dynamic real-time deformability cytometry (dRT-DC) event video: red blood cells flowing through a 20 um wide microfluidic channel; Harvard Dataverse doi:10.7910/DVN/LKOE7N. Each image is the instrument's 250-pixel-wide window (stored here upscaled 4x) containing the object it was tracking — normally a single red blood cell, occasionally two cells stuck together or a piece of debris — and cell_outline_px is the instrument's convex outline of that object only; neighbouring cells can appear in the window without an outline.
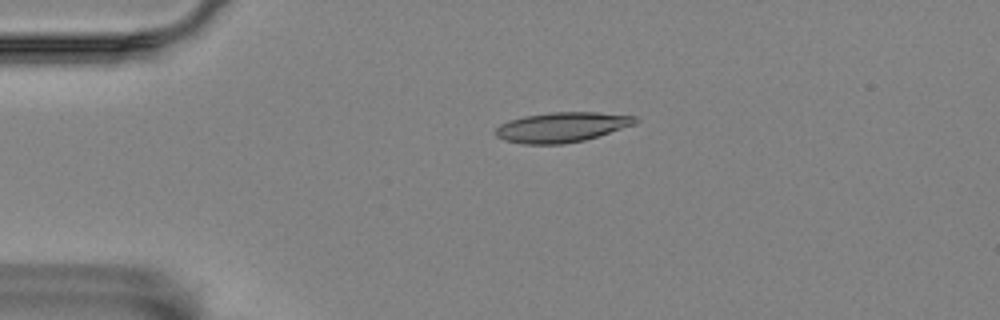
{"species": "Egyptian fruit bat (a non-hibernating species)", "species_latin": "Rousettus aegyptiacus", "temperature_condition": "room temperature", "stored_images_in_passage": 2, "camera_frame_rate_fps": 3000, "um_per_image_px": 0.085, "animal": {"sex": "female"}, "frame": {"image": 1, "passage_image": 1, "time_ms": 0.0, "image_size_px": [1000, 320], "cell_outline_px": [[640, 120], [636, 124], [584, 140], [564, 144], [524, 144], [504, 140], [496, 136], [496, 128], [500, 124], [508, 120], [524, 116], [548, 112], [596, 112], [636, 116]], "centroid_in_image_um": [47.75, 10.8], "position_along_channel_um": 37.2, "area_um2": 24.45}}